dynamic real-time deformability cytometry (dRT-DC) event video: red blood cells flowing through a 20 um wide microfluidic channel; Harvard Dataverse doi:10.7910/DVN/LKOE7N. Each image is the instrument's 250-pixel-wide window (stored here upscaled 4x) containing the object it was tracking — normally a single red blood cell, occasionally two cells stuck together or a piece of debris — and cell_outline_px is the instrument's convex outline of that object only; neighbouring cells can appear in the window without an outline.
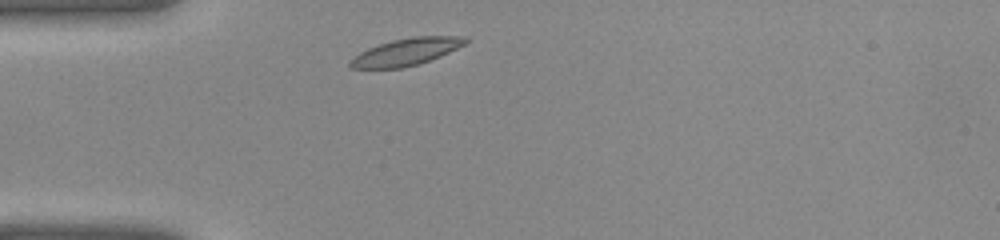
{"species": "common noctule bat (a hibernating species)", "species_latin": "Nyctalus noctula", "temperature_condition": "warm", "stored_images_in_passage": 25, "camera_frame_rate_fps": 3000, "um_per_image_px": 0.085, "animal": {"sex": "female", "body_mass_g": 22.0, "forearm_length_mm": 56.7}, "frame": {"image": 1, "passage_image": 1, "time_ms": 0.0, "image_size_px": [1000, 240], "cell_outline_px": [[468, 40], [464, 44], [440, 56], [420, 64], [400, 68], [352, 68], [348, 64], [348, 60], [360, 52], [368, 48], [392, 40], [412, 36], [464, 36]], "centroid_in_image_um": [34.49, 4.41], "position_along_channel_um": 50.5, "area_um2": 18.09}}
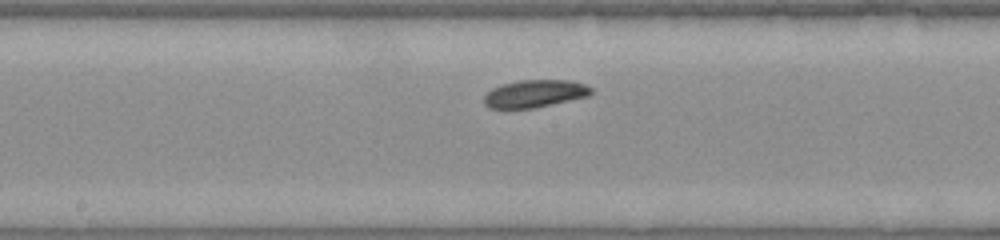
{"frame": {"image": 2, "passage_image": 11, "time_ms": 3.333, "image_size_px": [1000, 240], "cell_outline_px": [[592, 92], [588, 96], [532, 108], [488, 108], [484, 104], [484, 96], [492, 88], [504, 84], [520, 80], [572, 80], [584, 84], [592, 88]], "centroid_in_image_um": [45.45, 7.95], "position_along_channel_um": 202.8, "area_um2": 16.99}}
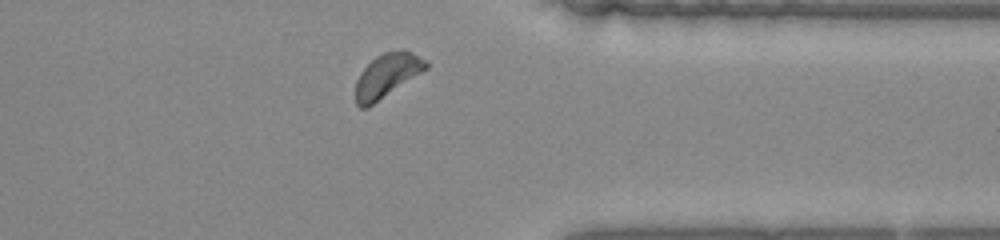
{"frame": {"image": 3, "passage_image": 22, "time_ms": 7.0, "image_size_px": [1000, 240], "cell_outline_px": [[428, 68], [368, 108], [360, 108], [356, 104], [356, 80], [360, 72], [376, 56], [384, 52], [400, 48], [404, 48], [428, 60]], "centroid_in_image_um": [32.92, 6.39], "position_along_channel_um": 378.5, "area_um2": 18.21}}